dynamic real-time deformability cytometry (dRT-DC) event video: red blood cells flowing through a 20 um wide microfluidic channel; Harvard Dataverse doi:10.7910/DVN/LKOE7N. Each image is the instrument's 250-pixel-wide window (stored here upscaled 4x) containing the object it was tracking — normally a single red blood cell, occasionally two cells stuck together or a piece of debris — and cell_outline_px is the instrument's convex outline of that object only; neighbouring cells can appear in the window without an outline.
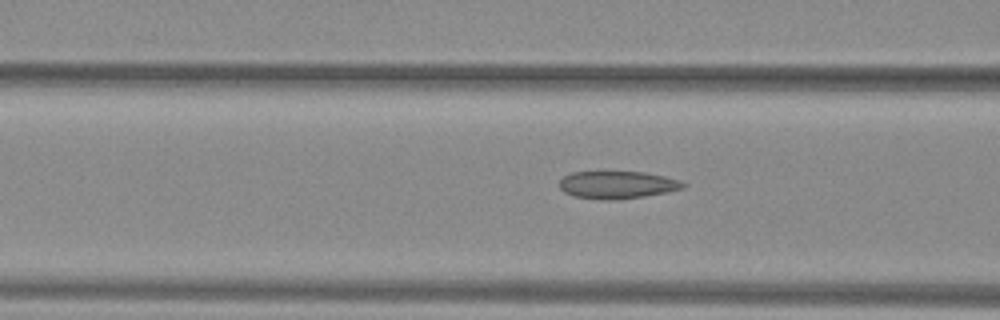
{"species": "common noctule bat (a hibernating species)", "species_latin": "Nyctalus noctula", "temperature_condition": "warm", "stored_images_in_passage": 29, "camera_frame_rate_fps": 3000, "um_per_image_px": 0.085, "animal": {"sex": "female", "body_mass_g": 29.2, "forearm_length_mm": 56.3}, "frame": {"image": 1, "passage_image": 8, "time_ms": 2.333, "image_size_px": [1000, 320], "cell_outline_px": [[688, 184], [684, 188], [668, 192], [644, 196], [616, 200], [608, 200], [572, 196], [564, 192], [560, 188], [560, 180], [564, 176], [572, 172], [644, 172], [664, 176], [680, 180]], "centroid_in_image_um": [52.5, 15.71], "position_along_channel_um": 114.1, "area_um2": 19.88}}
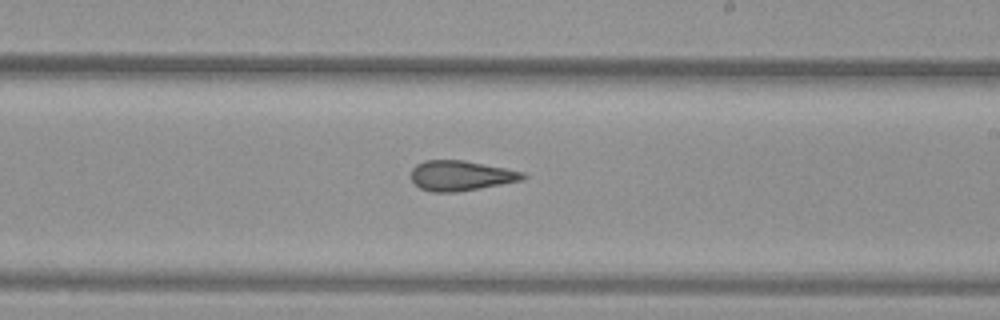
{"frame": {"image": 2, "passage_image": 18, "time_ms": 5.667, "image_size_px": [1000, 320], "cell_outline_px": [[528, 176], [524, 180], [480, 188], [456, 192], [432, 192], [420, 188], [412, 180], [412, 168], [416, 164], [424, 160], [464, 160], [524, 172]], "centroid_in_image_um": [39.19, 14.93], "position_along_channel_um": 249.8, "area_um2": 19.59}}
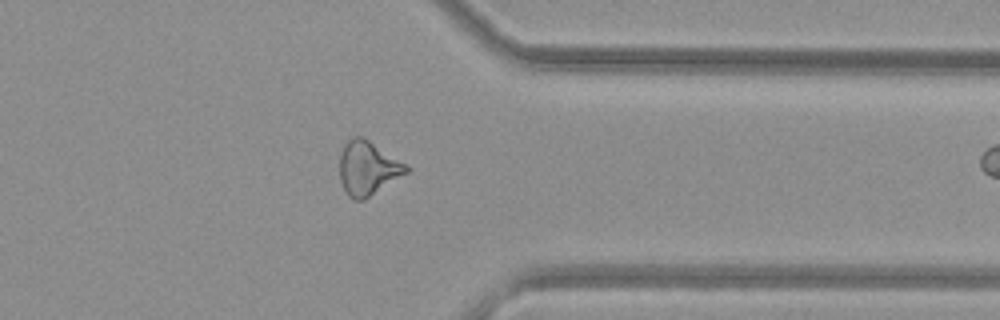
{"frame": {"image": 3, "passage_image": 28, "time_ms": 9.0, "image_size_px": [1000, 320], "cell_outline_px": [[412, 168], [408, 172], [364, 200], [352, 200], [348, 196], [340, 180], [340, 152], [344, 144], [352, 136], [360, 136], [368, 140], [408, 164]], "centroid_in_image_um": [31.27, 14.29], "position_along_channel_um": 380.1, "area_um2": 21.04}}